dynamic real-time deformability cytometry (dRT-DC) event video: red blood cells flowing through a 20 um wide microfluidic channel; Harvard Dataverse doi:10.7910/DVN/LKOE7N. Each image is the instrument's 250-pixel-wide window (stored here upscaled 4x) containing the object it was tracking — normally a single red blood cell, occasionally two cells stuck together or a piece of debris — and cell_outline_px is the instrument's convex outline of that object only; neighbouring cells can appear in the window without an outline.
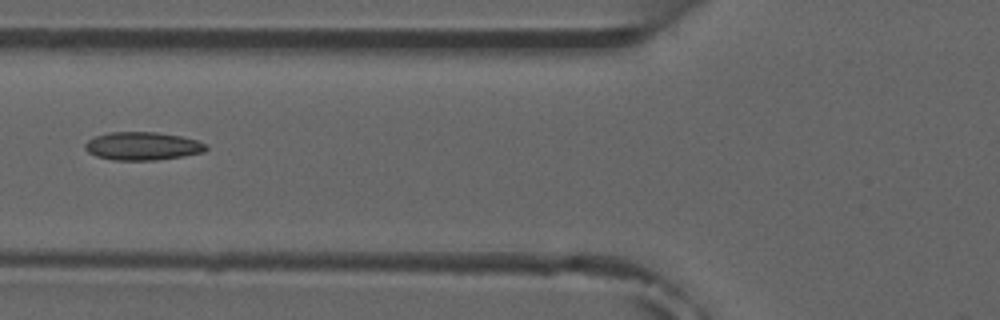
{"species": "common noctule bat (a hibernating species)", "species_latin": "Nyctalus noctula", "temperature_condition": "room temperature", "stored_images_in_passage": 6, "camera_frame_rate_fps": 3000, "um_per_image_px": 0.085, "animal": {"sex": "male", "forearm_length_mm": 52.5}, "frame": {"image": 1, "passage_image": 6, "time_ms": 6.0, "image_size_px": [1000, 320], "cell_outline_px": [[208, 148], [204, 152], [184, 156], [156, 160], [112, 160], [96, 156], [88, 152], [84, 148], [84, 144], [88, 140], [96, 136], [108, 132], [156, 132], [180, 136], [196, 140], [208, 144]], "centroid_in_image_um": [12.12, 12.42], "position_along_channel_um": 113.7, "area_um2": 19.94}}